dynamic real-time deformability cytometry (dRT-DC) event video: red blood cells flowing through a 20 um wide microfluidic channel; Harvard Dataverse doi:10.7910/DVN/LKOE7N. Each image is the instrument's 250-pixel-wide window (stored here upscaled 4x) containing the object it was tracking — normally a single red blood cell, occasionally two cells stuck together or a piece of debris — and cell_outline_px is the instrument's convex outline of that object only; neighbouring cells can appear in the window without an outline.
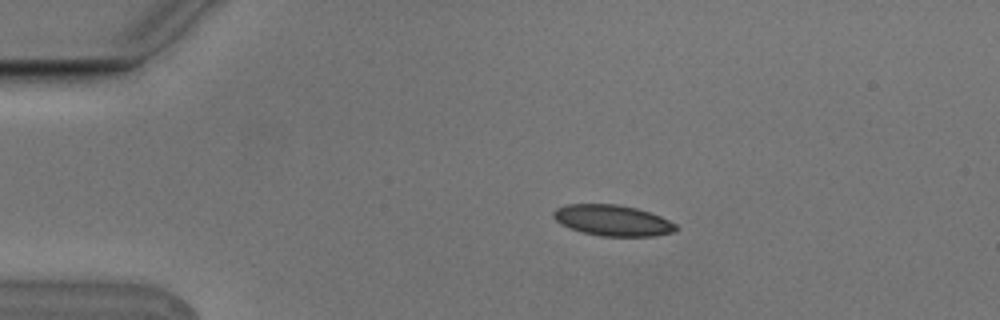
{"species": "Egyptian fruit bat (a non-hibernating species)", "species_latin": "Rousettus aegyptiacus", "temperature_condition": "cold", "stored_images_in_passage": 3, "camera_frame_rate_fps": 3000, "um_per_image_px": 0.085, "animal": {"sex": "male"}, "frame": {"image": 1, "passage_image": 1, "time_ms": 0.0, "image_size_px": [1000, 320], "cell_outline_px": [[680, 228], [676, 232], [652, 236], [600, 236], [580, 232], [568, 228], [560, 224], [552, 216], [552, 212], [556, 208], [568, 204], [616, 204], [636, 208], [660, 216], [676, 224]], "centroid_in_image_um": [52.06, 18.74], "position_along_channel_um": 32.9, "area_um2": 22.25}}